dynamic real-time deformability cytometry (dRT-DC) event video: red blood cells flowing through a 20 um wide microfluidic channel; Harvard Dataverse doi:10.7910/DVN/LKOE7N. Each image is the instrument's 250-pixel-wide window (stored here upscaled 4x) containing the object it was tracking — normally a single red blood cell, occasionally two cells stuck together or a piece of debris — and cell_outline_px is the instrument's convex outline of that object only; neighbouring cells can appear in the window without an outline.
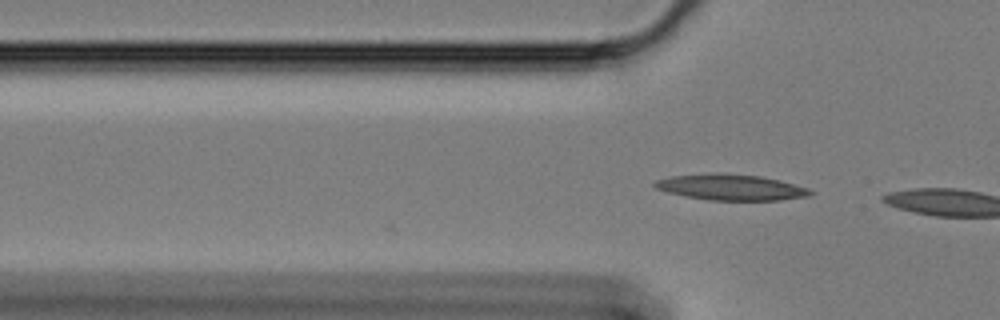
{"species": "Egyptian fruit bat (a non-hibernating species)", "species_latin": "Rousettus aegyptiacus", "temperature_condition": "cold", "stored_images_in_passage": 13, "camera_frame_rate_fps": 3000, "um_per_image_px": 0.085, "animal": {"sex": "female"}, "frame": {"image": 1, "passage_image": 13, "time_ms": 4.0, "image_size_px": [1000, 320], "cell_outline_px": [[812, 196], [780, 200], [708, 200], [684, 196], [668, 192], [656, 188], [652, 184], [656, 180], [672, 176], [760, 176], [780, 180], [808, 188], [812, 192]], "centroid_in_image_um": [62.21, 15.97], "position_along_channel_um": 63.6, "area_um2": 22.25}}